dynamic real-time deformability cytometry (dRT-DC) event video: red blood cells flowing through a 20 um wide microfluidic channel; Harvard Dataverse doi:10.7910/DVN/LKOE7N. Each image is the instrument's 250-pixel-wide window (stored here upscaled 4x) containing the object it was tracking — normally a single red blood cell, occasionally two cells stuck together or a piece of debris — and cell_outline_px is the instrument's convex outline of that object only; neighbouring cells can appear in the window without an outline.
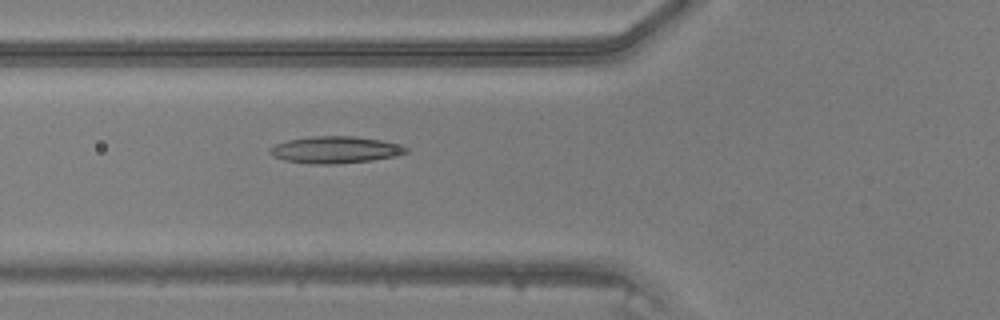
{"species": "common noctule bat (a hibernating species)", "species_latin": "Nyctalus noctula", "temperature_condition": "warm", "stored_images_in_passage": 19, "camera_frame_rate_fps": 3000, "um_per_image_px": 0.085, "animal": {"sex": "male", "body_mass_g": 20.5, "forearm_length_mm": 52.5}, "frame": {"image": 1, "passage_image": 4, "time_ms": 1.0, "image_size_px": [1000, 320], "cell_outline_px": [[408, 152], [396, 156], [372, 160], [336, 164], [316, 164], [284, 160], [272, 156], [268, 152], [268, 148], [276, 144], [288, 140], [316, 136], [352, 136], [380, 140], [396, 144], [408, 148]], "centroid_in_image_um": [28.47, 12.74], "position_along_channel_um": 97.3, "area_um2": 21.15}}
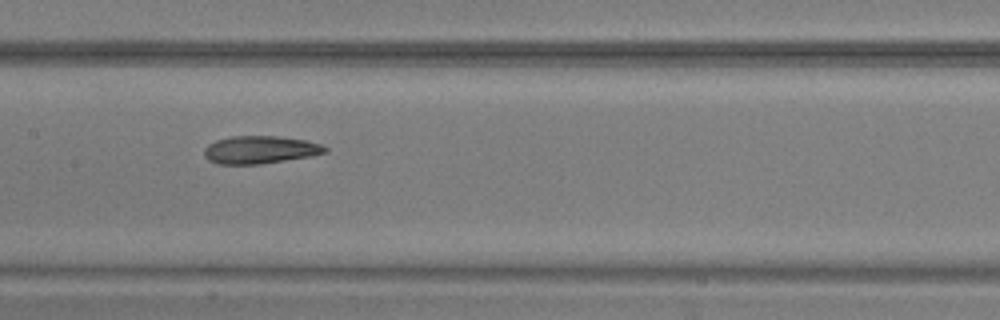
{"frame": {"image": 2, "passage_image": 10, "time_ms": 3.0, "image_size_px": [1000, 320], "cell_outline_px": [[328, 152], [312, 156], [260, 164], [216, 164], [208, 160], [204, 156], [204, 148], [208, 144], [216, 140], [232, 136], [276, 136], [304, 140], [320, 144], [328, 148]], "centroid_in_image_um": [22.09, 12.73], "position_along_channel_um": 185.3, "area_um2": 19.59}}
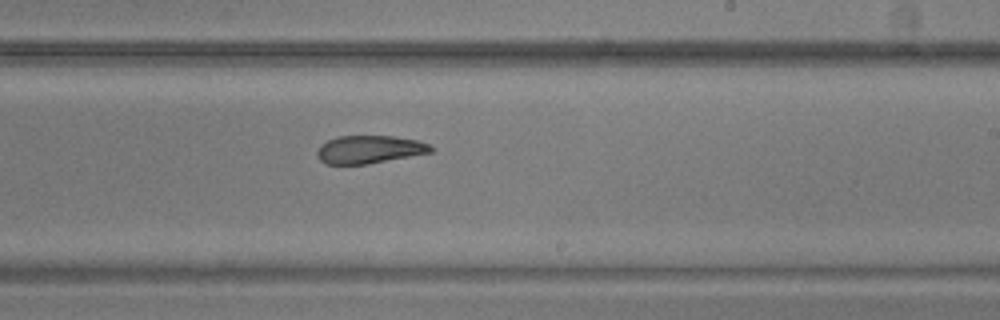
{"frame": {"image": 3, "passage_image": 15, "time_ms": 4.667, "image_size_px": [1000, 320], "cell_outline_px": [[432, 152], [368, 164], [324, 164], [316, 156], [316, 152], [320, 144], [336, 136], [392, 136], [416, 140], [428, 144], [432, 148]], "centroid_in_image_um": [31.33, 12.71], "position_along_channel_um": 257.7, "area_um2": 18.5}}